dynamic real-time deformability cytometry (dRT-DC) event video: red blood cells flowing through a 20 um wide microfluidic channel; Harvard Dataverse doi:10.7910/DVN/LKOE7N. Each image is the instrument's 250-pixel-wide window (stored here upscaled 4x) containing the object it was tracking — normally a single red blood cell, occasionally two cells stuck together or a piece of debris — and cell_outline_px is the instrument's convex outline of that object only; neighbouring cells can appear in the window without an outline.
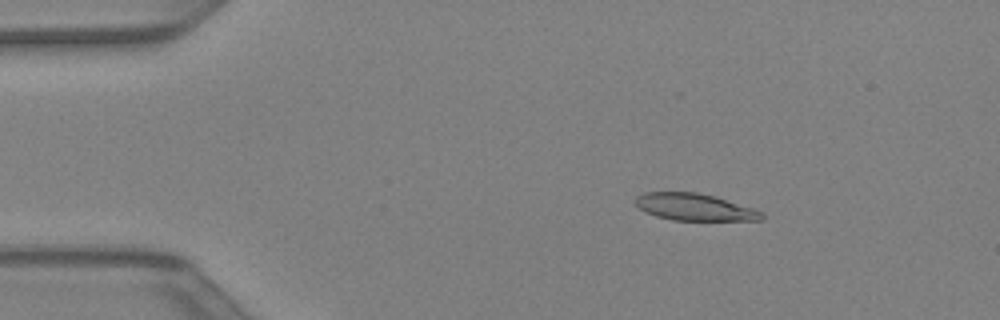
{"species": "Egyptian fruit bat (a non-hibernating species)", "species_latin": "Rousettus aegyptiacus", "temperature_condition": "warm", "stored_images_in_passage": 43, "camera_frame_rate_fps": 3000, "um_per_image_px": 0.085, "animal": {"sex": "female"}, "frame": {"image": 1, "passage_image": 7, "time_ms": 2.0, "image_size_px": [1000, 320], "cell_outline_px": [[764, 216], [760, 220], [672, 220], [656, 216], [640, 208], [632, 200], [636, 196], [644, 192], [696, 192], [716, 196], [764, 212]], "centroid_in_image_um": [59.02, 17.59], "position_along_channel_um": 26.0, "area_um2": 19.83}}
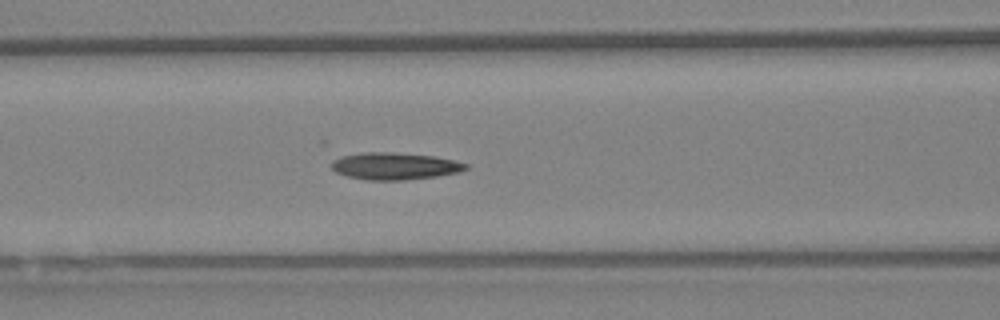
{"frame": {"image": 2, "passage_image": 18, "time_ms": 5.667, "image_size_px": [1000, 320], "cell_outline_px": [[468, 168], [460, 172], [436, 176], [404, 180], [364, 180], [348, 176], [336, 172], [332, 168], [332, 160], [340, 156], [364, 152], [392, 152], [432, 156], [452, 160], [468, 164]], "centroid_in_image_um": [33.53, 14.12], "position_along_channel_um": 133.1, "area_um2": 21.1}}
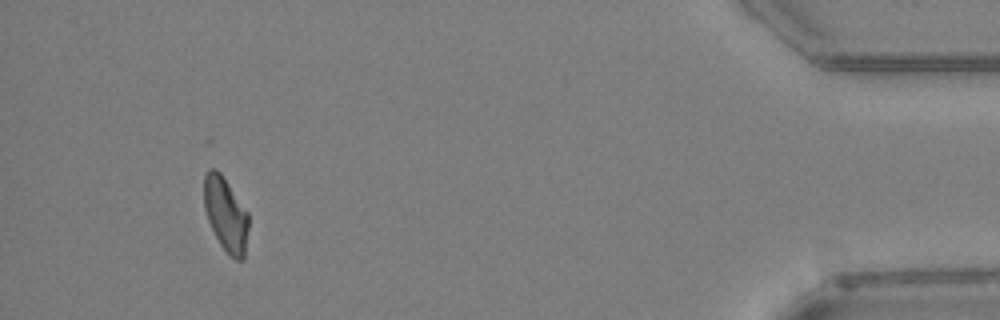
{"frame": {"image": 3, "passage_image": 40, "time_ms": 13.0, "image_size_px": [1000, 320], "cell_outline_px": [[248, 228], [244, 260], [236, 260], [220, 244], [208, 220], [204, 208], [204, 176], [208, 168], [216, 168], [220, 172], [248, 212]], "centroid_in_image_um": [19.18, 18.19], "position_along_channel_um": 416.0, "area_um2": 19.07}}